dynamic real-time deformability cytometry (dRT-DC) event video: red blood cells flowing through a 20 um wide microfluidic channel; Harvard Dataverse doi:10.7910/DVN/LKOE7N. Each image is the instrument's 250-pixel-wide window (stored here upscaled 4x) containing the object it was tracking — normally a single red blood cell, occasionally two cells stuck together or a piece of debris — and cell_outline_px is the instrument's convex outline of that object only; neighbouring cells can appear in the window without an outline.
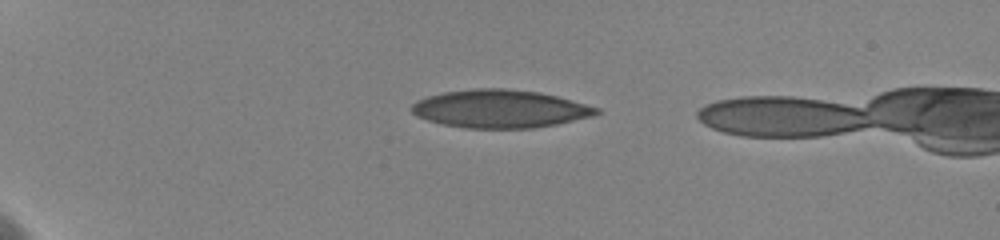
{"species": "human", "species_latin": "Homo sapiens", "temperature_condition": "cold", "stored_images_in_passage": 25, "camera_frame_rate_fps": 3000, "um_per_image_px": 0.085, "donor": {"sex": "female"}, "frame": {"image": 1, "passage_image": 8, "time_ms": 3.667, "image_size_px": [1000, 240], "cell_outline_px": [[604, 112], [592, 116], [556, 124], [532, 128], [464, 128], [444, 124], [428, 120], [416, 116], [412, 112], [412, 104], [416, 100], [428, 96], [444, 92], [472, 88], [504, 88], [540, 92], [556, 96], [600, 108]], "centroid_in_image_um": [42.5, 9.24], "position_along_channel_um": 42.5, "area_um2": 40.92}}